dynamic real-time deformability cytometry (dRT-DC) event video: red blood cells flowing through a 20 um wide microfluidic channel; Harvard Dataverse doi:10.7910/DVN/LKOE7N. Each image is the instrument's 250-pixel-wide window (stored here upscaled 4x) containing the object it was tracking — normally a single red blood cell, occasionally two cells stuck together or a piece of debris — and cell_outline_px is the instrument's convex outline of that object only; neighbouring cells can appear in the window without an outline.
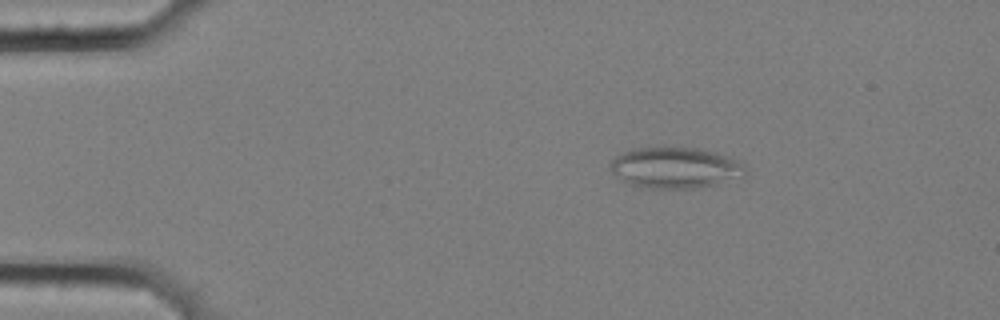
{"species": "common noctule bat (a hibernating species)", "species_latin": "Nyctalus noctula", "temperature_condition": "cold", "stored_images_in_passage": 3, "camera_frame_rate_fps": 3000, "um_per_image_px": 0.085, "animal": {"sex": "female", "body_mass_g": 25.1}, "frame": {"image": 1, "passage_image": 1, "time_ms": 0.0, "image_size_px": [1000, 320], "cell_outline_px": [[744, 176], [716, 184], [696, 188], [652, 188], [632, 184], [624, 180], [612, 172], [608, 168], [608, 164], [616, 156], [624, 152], [636, 148], [656, 144], [660, 144], [700, 148], [716, 152], [728, 156], [744, 164]], "centroid_in_image_um": [57.37, 14.2], "position_along_channel_um": 27.6, "area_um2": 32.83}}